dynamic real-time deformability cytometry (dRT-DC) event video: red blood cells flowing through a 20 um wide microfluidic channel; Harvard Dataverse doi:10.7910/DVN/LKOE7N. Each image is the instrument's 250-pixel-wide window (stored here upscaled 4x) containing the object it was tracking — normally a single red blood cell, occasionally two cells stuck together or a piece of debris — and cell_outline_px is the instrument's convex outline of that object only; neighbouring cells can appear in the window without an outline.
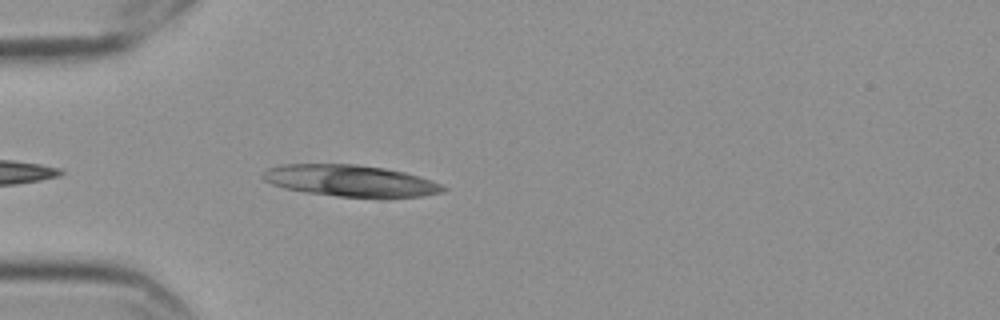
{"species": "Egyptian fruit bat (a non-hibernating species)", "species_latin": "Rousettus aegyptiacus", "temperature_condition": "cold", "stored_images_in_passage": 8, "segment_of_instrument_passage": [1, 2], "camera_frame_rate_fps": 3000, "um_per_image_px": 0.085, "frame": {"image": 1, "passage_image": 4, "time_ms": 1.0, "image_size_px": [1000, 320], "cell_outline_px": [[448, 188], [444, 192], [420, 196], [384, 200], [380, 200], [336, 196], [304, 192], [284, 188], [272, 184], [264, 180], [260, 176], [268, 168], [280, 164], [356, 164], [384, 168], [404, 172], [420, 176], [432, 180]], "centroid_in_image_um": [29.84, 15.4], "position_along_channel_um": 55.2, "area_um2": 34.1}}